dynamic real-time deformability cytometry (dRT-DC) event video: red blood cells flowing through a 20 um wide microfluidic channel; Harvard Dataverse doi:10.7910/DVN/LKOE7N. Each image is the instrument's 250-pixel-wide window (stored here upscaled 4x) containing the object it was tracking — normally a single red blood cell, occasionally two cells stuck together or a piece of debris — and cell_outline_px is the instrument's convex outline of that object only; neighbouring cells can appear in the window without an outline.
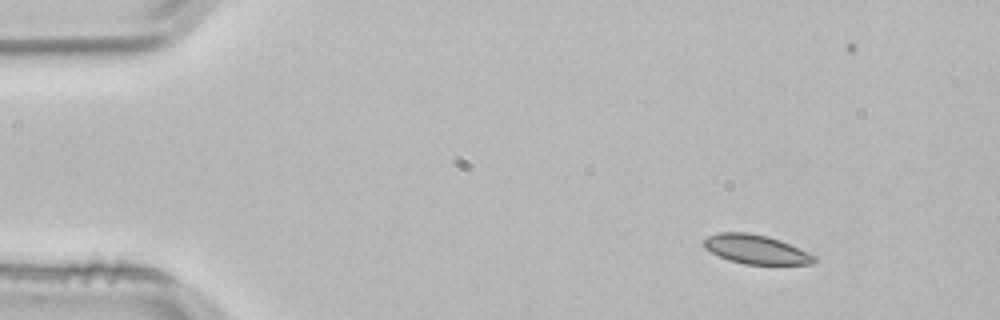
{"species": "common noctule bat (a hibernating species)", "species_latin": "Nyctalus noctula", "temperature_condition": "room temperature", "stored_images_in_passage": 5, "camera_frame_rate_fps": 3000, "um_per_image_px": 0.085, "animal": {"sex": "male", "body_mass_g": 21.5, "forearm_length_mm": 52.0}, "frame": {"image": 1, "passage_image": 1, "time_ms": 0.0, "image_size_px": [1000, 320], "cell_outline_px": [[816, 260], [812, 264], [744, 264], [728, 260], [704, 248], [704, 240], [708, 236], [720, 232], [748, 232], [768, 236], [780, 240], [816, 256]], "centroid_in_image_um": [64.25, 21.19], "position_along_channel_um": 20.8, "area_um2": 18.55}}
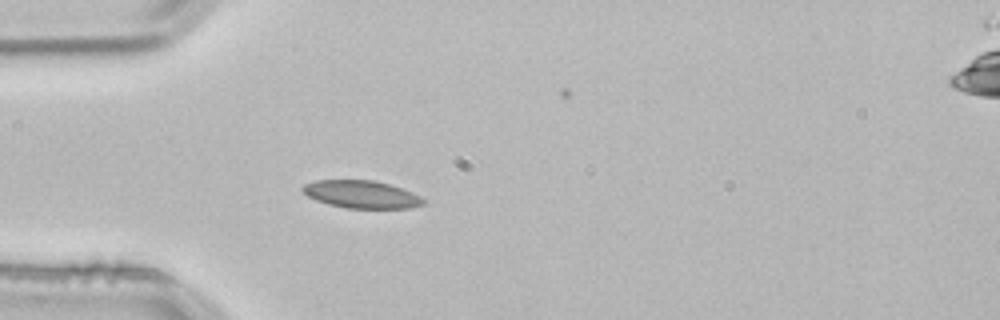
{"frame": {"image": 2, "passage_image": 3, "time_ms": 0.667, "image_size_px": [1000, 320], "cell_outline_px": [[424, 204], [408, 208], [344, 208], [328, 204], [316, 200], [308, 196], [300, 188], [304, 184], [316, 180], [372, 180], [388, 184], [412, 192], [420, 196], [424, 200]], "centroid_in_image_um": [30.69, 16.52], "position_along_channel_um": 54.3, "area_um2": 19.31}}